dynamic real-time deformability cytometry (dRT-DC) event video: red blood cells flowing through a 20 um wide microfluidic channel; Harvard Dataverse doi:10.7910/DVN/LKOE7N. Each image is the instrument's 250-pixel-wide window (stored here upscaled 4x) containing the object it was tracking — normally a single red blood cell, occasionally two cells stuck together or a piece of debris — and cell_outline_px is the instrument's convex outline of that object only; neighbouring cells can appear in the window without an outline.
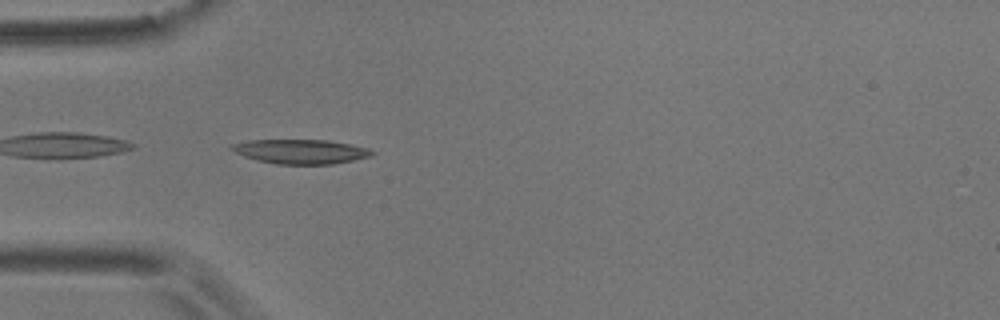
{"species": "common noctule bat (a hibernating species)", "species_latin": "Nyctalus noctula", "temperature_condition": "room temperature", "stored_images_in_passage": 40, "camera_frame_rate_fps": 3000, "um_per_image_px": 0.085, "animal": {"sex": "male", "body_mass_g": 17.9}, "frame": {"image": 1, "passage_image": 1, "time_ms": 0.0, "image_size_px": [1000, 320], "cell_outline_px": [[376, 152], [372, 156], [332, 164], [276, 164], [256, 160], [244, 156], [228, 148], [232, 144], [248, 140], [328, 140], [368, 148]], "centroid_in_image_um": [25.55, 12.88], "position_along_channel_um": 59.5, "area_um2": 19.88}}
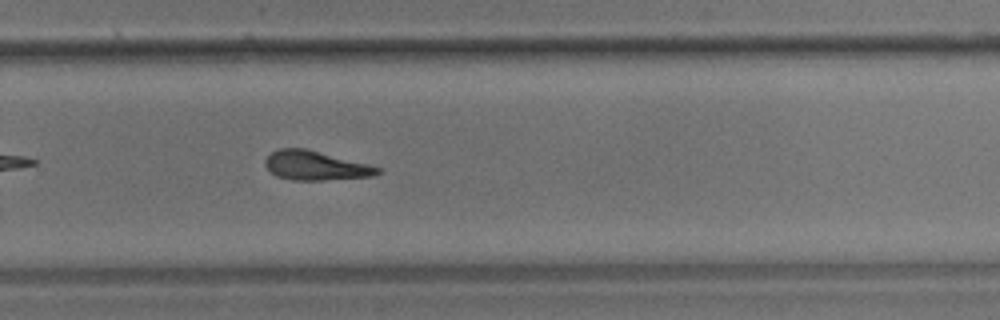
{"frame": {"image": 2, "passage_image": 22, "time_ms": 7.0, "image_size_px": [1000, 320], "cell_outline_px": [[380, 172], [372, 176], [324, 180], [292, 180], [276, 176], [264, 164], [264, 160], [272, 152], [280, 148], [304, 148], [368, 164], [380, 168]], "centroid_in_image_um": [26.79, 14.08], "position_along_channel_um": 303.0, "area_um2": 18.84}}
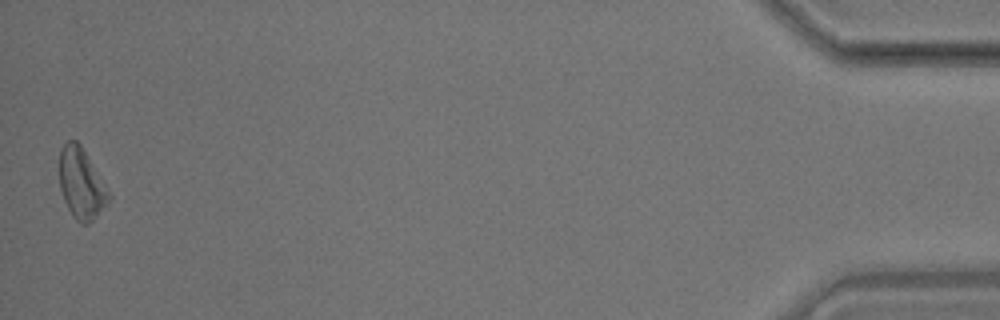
{"frame": {"image": 3, "passage_image": 40, "time_ms": 13.0, "image_size_px": [1000, 320], "cell_outline_px": [[112, 196], [92, 220], [88, 224], [80, 224], [72, 216], [64, 200], [60, 188], [60, 148], [68, 140], [76, 140], [80, 144]], "centroid_in_image_um": [6.89, 15.61], "position_along_channel_um": 428.3, "area_um2": 19.94}, "authors_computed_cell_mechanics": {"area_um2": 19.3919, "velocity_mm_per_s": 3.5651, "shape_relaxation_time_tau1_ms": 3.7484, "shape_relaxation_time_tau2_ms": 4.7705, "deformation_change_tau1": 0.1161, "deformation_change_tau2": 0.1244}}